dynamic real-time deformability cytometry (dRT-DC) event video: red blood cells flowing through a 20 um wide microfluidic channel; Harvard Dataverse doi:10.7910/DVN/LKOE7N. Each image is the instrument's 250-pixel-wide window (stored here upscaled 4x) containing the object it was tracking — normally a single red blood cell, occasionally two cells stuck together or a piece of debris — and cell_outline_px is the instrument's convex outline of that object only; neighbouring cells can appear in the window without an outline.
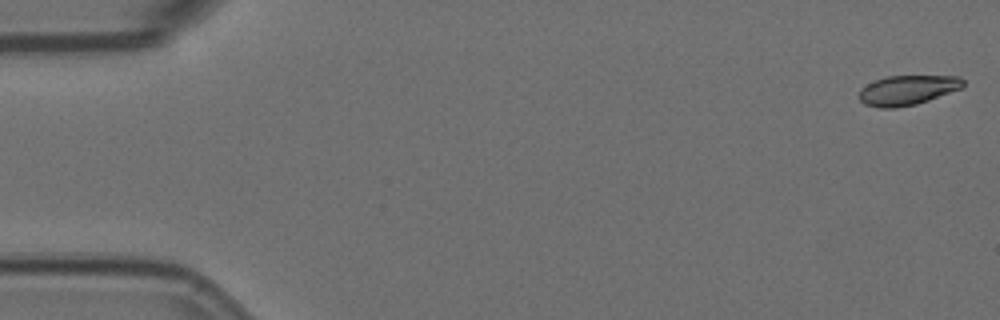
{"species": "Egyptian fruit bat (a non-hibernating species)", "species_latin": "Rousettus aegyptiacus", "temperature_condition": "room temperature", "stored_images_in_passage": 57, "camera_frame_rate_fps": 3000, "um_per_image_px": 0.085, "animal": {"sex": "female"}, "frame": {"image": 1, "passage_image": 1, "time_ms": 0.0, "image_size_px": [1000, 320], "cell_outline_px": [[964, 84], [960, 88], [928, 100], [916, 104], [896, 108], [880, 108], [864, 104], [860, 100], [860, 88], [884, 76], [960, 76], [964, 80]], "centroid_in_image_um": [77.11, 7.66], "position_along_channel_um": 7.9, "area_um2": 17.86}}
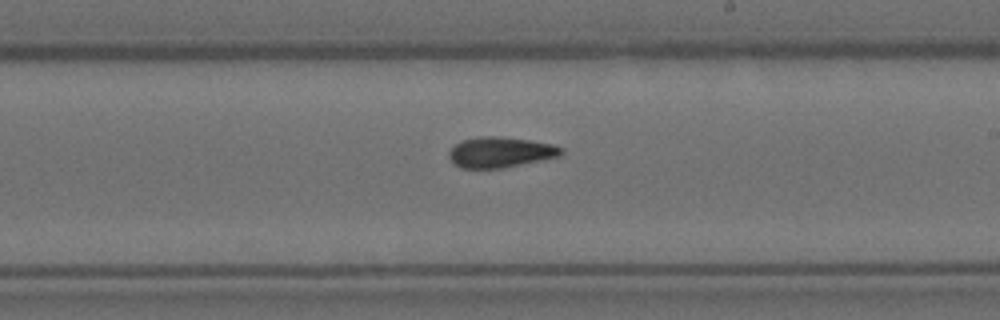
{"frame": {"image": 2, "passage_image": 33, "time_ms": 10.667, "image_size_px": [1000, 320], "cell_outline_px": [[564, 152], [560, 156], [504, 168], [460, 168], [452, 164], [448, 156], [448, 152], [460, 140], [480, 136], [500, 136], [528, 140], [552, 144], [564, 148]], "centroid_in_image_um": [42.51, 12.94], "position_along_channel_um": 246.5, "area_um2": 20.17}}
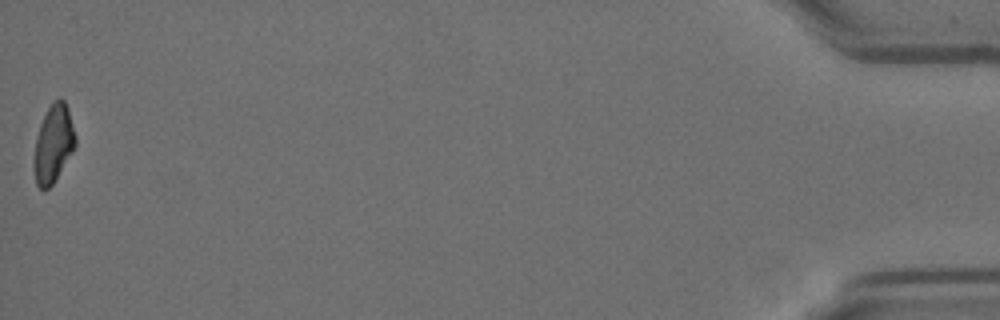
{"frame": {"image": 3, "passage_image": 57, "time_ms": 18.667, "image_size_px": [1000, 320], "cell_outline_px": [[76, 144], [72, 152], [52, 184], [48, 188], [40, 188], [36, 184], [36, 140], [40, 124], [52, 100], [60, 96], [64, 100], [68, 108], [76, 136]], "centroid_in_image_um": [4.58, 12.12], "position_along_channel_um": 430.6, "area_um2": 18.09}, "authors_computed_cell_mechanics": {"area_um2": 19.5942, "velocity_mm_per_s": 3.5668, "shape_relaxation_time_tau1_ms": null, "shape_relaxation_time_tau2_ms": 5.0883, "deformation_change_tau1": null, "deformation_change_tau2": 0.1182}}